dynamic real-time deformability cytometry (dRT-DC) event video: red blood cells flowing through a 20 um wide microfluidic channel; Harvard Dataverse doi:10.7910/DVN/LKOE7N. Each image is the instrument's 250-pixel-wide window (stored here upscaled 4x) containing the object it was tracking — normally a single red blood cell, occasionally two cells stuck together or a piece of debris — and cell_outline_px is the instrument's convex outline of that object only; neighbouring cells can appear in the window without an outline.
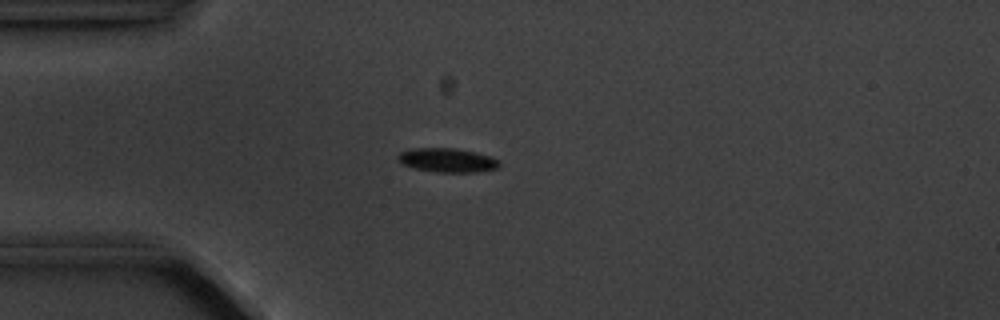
{"species": "common noctule bat (a hibernating species)", "species_latin": "Nyctalus noctula", "temperature_condition": "cold", "stored_images_in_passage": 4, "camera_frame_rate_fps": 3000, "um_per_image_px": 0.085, "animal": {"sex": "male", "body_mass_g": 20.1, "forearm_length_mm": 53.5}, "frame": {"image": 1, "passage_image": 4, "time_ms": 3.333, "image_size_px": [1000, 320], "cell_outline_px": [[500, 164], [496, 168], [476, 172], [440, 172], [416, 168], [404, 164], [396, 156], [400, 152], [412, 148], [456, 148], [476, 152], [492, 156], [500, 160]], "centroid_in_image_um": [38.07, 13.6], "position_along_channel_um": 46.9, "area_um2": 14.1}}